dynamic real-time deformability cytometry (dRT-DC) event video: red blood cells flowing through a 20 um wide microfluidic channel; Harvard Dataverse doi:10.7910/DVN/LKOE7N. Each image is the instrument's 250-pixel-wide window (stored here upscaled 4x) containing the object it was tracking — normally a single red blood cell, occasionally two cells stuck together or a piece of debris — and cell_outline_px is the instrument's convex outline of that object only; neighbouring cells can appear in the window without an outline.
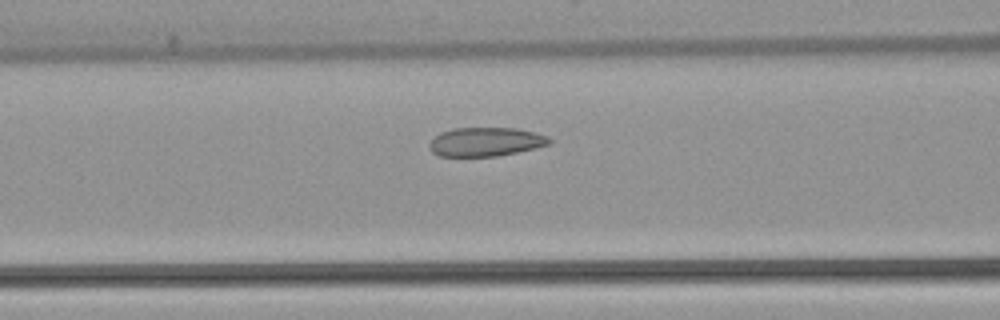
{"species": "common noctule bat (a hibernating species)", "species_latin": "Nyctalus noctula", "temperature_condition": "warm", "stored_images_in_passage": 35, "camera_frame_rate_fps": 3000, "um_per_image_px": 0.085, "animal": {"sex": "female", "body_mass_g": 22.7, "forearm_length_mm": 54.2}, "frame": {"image": 1, "passage_image": 13, "time_ms": 4.0, "image_size_px": [1000, 320], "cell_outline_px": [[552, 144], [536, 148], [496, 156], [440, 156], [432, 152], [428, 148], [428, 144], [440, 132], [452, 128], [516, 128], [536, 132], [548, 136], [552, 140]], "centroid_in_image_um": [41.31, 12.05], "position_along_channel_um": 125.3, "area_um2": 20.35}}
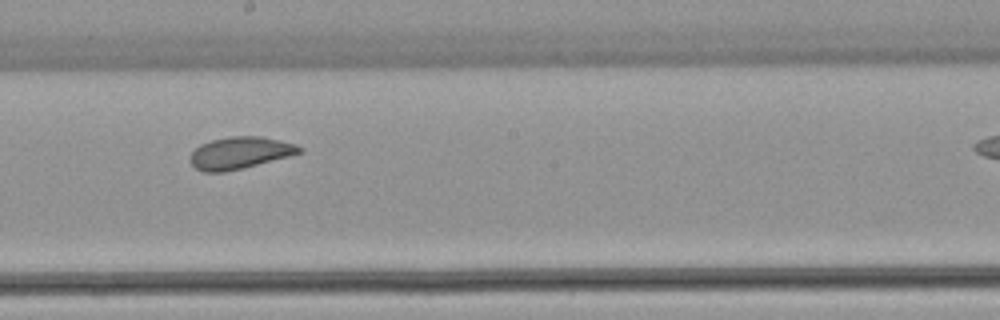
{"frame": {"image": 2, "passage_image": 21, "time_ms": 6.667, "image_size_px": [1000, 320], "cell_outline_px": [[304, 152], [244, 168], [224, 172], [204, 172], [196, 168], [188, 160], [188, 156], [200, 144], [212, 140], [232, 136], [260, 136], [280, 140], [296, 144], [304, 148]], "centroid_in_image_um": [20.4, 13.0], "position_along_channel_um": 227.8, "area_um2": 20.52}}
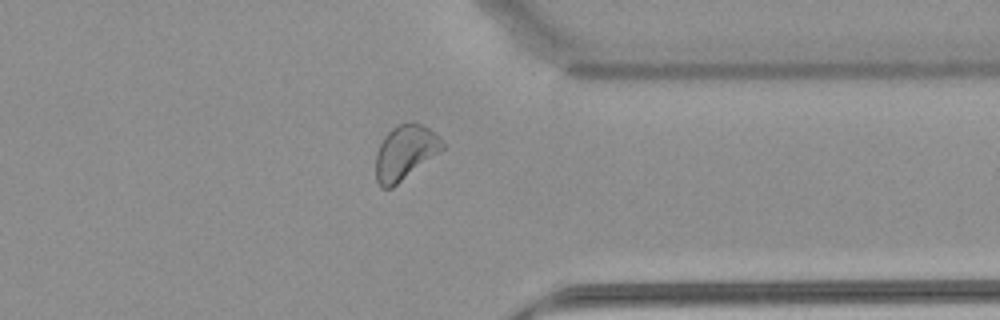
{"frame": {"image": 3, "passage_image": 33, "time_ms": 10.667, "image_size_px": [1000, 320], "cell_outline_px": [[444, 148], [440, 152], [392, 188], [380, 188], [376, 180], [376, 152], [384, 136], [392, 128], [400, 124], [412, 120], [428, 128], [440, 136], [444, 144]], "centroid_in_image_um": [34.43, 12.95], "position_along_channel_um": 377.0, "area_um2": 21.27}}